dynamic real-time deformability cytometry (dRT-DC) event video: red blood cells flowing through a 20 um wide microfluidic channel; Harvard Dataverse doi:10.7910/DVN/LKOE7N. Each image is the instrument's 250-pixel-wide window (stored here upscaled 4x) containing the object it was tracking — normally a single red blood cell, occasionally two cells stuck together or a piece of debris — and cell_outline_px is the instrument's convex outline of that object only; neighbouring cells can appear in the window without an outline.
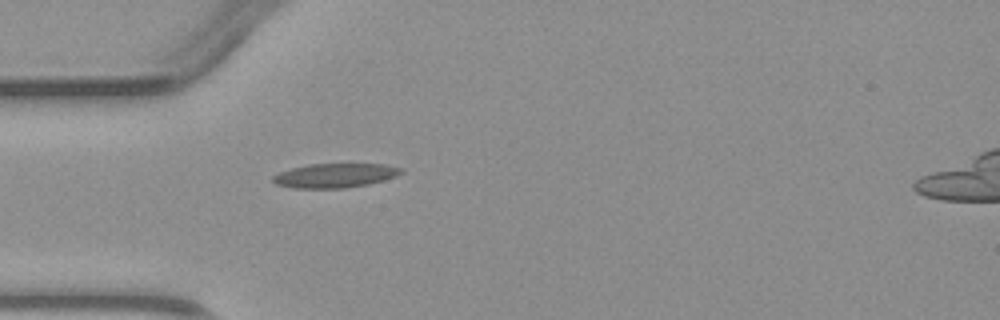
{"species": "common noctule bat (a hibernating species)", "species_latin": "Nyctalus noctula", "temperature_condition": "warm", "stored_images_in_passage": 1, "camera_frame_rate_fps": 3000, "um_per_image_px": 0.085, "animal": {"sex": "male", "body_mass_g": 23.1, "forearm_length_mm": 52.7}, "frame": {"image": 1, "passage_image": 1, "time_ms": 0.0, "image_size_px": [1000, 320], "cell_outline_px": [[404, 172], [396, 176], [384, 180], [368, 184], [344, 188], [292, 188], [276, 184], [272, 180], [272, 176], [280, 172], [292, 168], [308, 164], [384, 164], [404, 168]], "centroid_in_image_um": [28.49, 14.91], "position_along_channel_um": 56.5, "area_um2": 18.15}}